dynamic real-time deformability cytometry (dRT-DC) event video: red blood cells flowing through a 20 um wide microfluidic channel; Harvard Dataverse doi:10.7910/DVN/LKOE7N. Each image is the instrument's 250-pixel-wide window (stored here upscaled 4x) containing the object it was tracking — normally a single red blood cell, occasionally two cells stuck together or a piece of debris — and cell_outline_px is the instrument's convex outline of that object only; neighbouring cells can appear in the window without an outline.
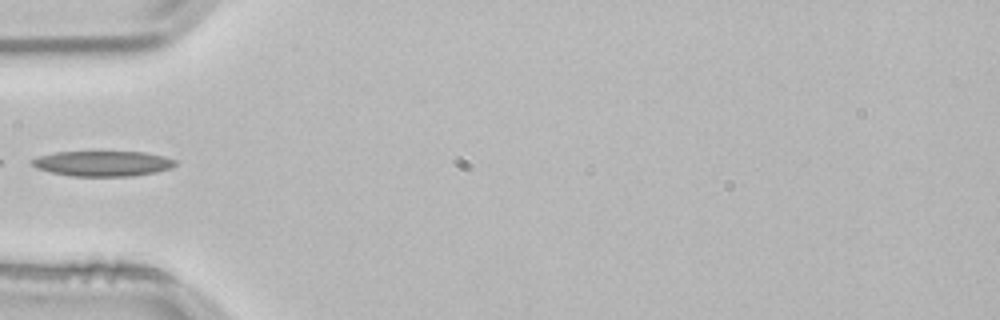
{"species": "common noctule bat (a hibernating species)", "species_latin": "Nyctalus noctula", "temperature_condition": "room temperature", "stored_images_in_passage": 21, "camera_frame_rate_fps": 3000, "um_per_image_px": 0.085, "animal": {"sex": "male", "body_mass_g": 21.5, "forearm_length_mm": 52.0}, "frame": {"image": 1, "passage_image": 1, "time_ms": 0.0, "image_size_px": [1000, 320], "cell_outline_px": [[176, 164], [172, 168], [156, 172], [132, 176], [72, 176], [52, 172], [36, 168], [28, 160], [40, 156], [56, 152], [144, 152], [164, 156], [176, 160]], "centroid_in_image_um": [8.75, 13.9], "position_along_channel_um": 76.3, "area_um2": 21.1}}
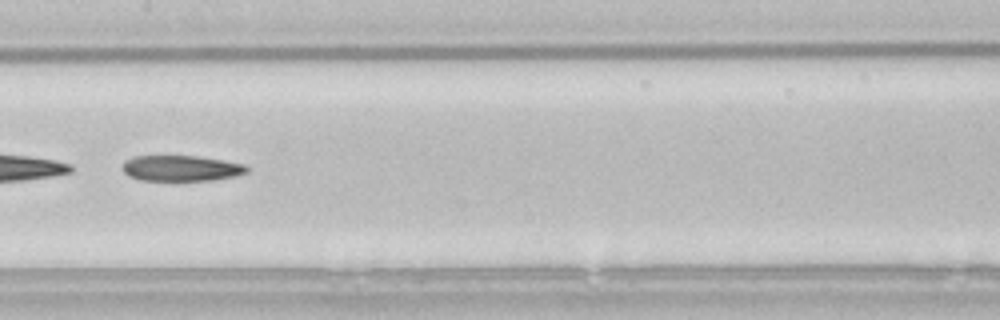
{"frame": {"image": 2, "passage_image": 10, "time_ms": 3.0, "image_size_px": [1000, 320], "cell_outline_px": [[248, 172], [236, 176], [212, 180], [140, 180], [128, 176], [124, 172], [124, 160], [132, 156], [196, 156], [224, 160], [248, 164]], "centroid_in_image_um": [15.44, 14.29], "position_along_channel_um": 192.0, "area_um2": 18.73}}